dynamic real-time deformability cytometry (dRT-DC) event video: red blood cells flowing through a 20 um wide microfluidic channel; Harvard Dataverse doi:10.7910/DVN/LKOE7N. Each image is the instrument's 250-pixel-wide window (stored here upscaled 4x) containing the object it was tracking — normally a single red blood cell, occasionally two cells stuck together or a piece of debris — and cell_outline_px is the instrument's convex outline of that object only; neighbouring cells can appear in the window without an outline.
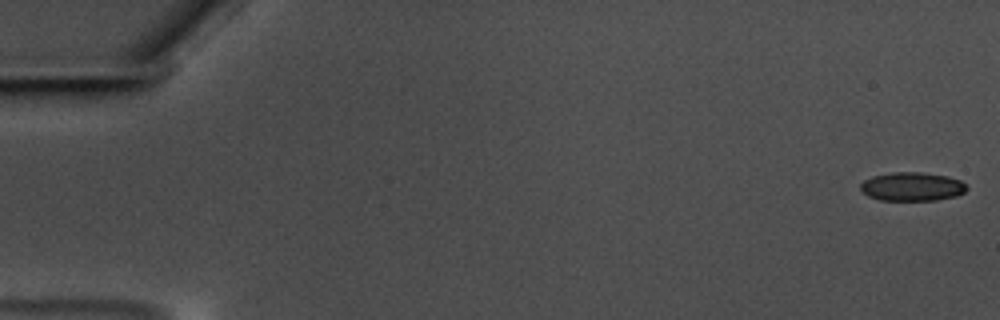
{"species": "common noctule bat (a hibernating species)", "species_latin": "Nyctalus noctula", "temperature_condition": "warm", "stored_images_in_passage": 59, "camera_frame_rate_fps": 3000, "um_per_image_px": 0.085, "animal": {"sex": "male", "body_mass_g": 17.5, "forearm_length_mm": 52.3}, "frame": {"image": 1, "passage_image": 1, "time_ms": 0.0, "image_size_px": [1000, 320], "cell_outline_px": [[968, 188], [964, 192], [956, 196], [936, 200], [880, 200], [868, 196], [860, 188], [860, 184], [864, 180], [872, 176], [892, 172], [920, 172], [948, 176], [960, 180]], "centroid_in_image_um": [77.52, 15.86], "position_along_channel_um": 7.5, "area_um2": 17.74}}
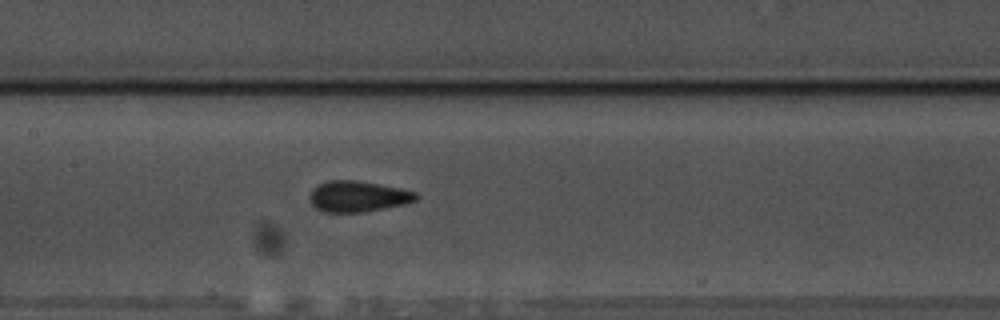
{"frame": {"image": 2, "passage_image": 29, "time_ms": 9.333, "image_size_px": [1000, 320], "cell_outline_px": [[420, 196], [416, 200], [404, 204], [364, 212], [324, 212], [316, 208], [308, 200], [308, 196], [312, 188], [316, 184], [328, 180], [356, 180], [380, 184], [400, 188], [416, 192]], "centroid_in_image_um": [30.38, 16.68], "position_along_channel_um": 177.0, "area_um2": 19.42}}
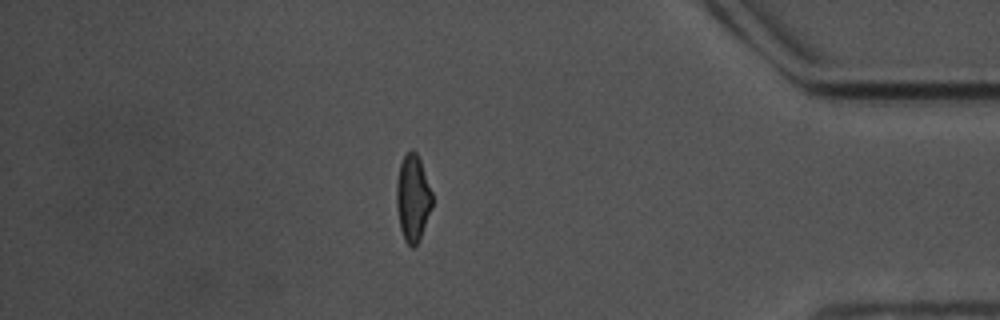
{"frame": {"image": 3, "passage_image": 51, "time_ms": 16.667, "image_size_px": [1000, 320], "cell_outline_px": [[432, 208], [420, 240], [412, 248], [404, 240], [400, 228], [396, 204], [396, 184], [400, 164], [404, 156], [412, 148], [416, 152], [420, 160], [432, 192]], "centroid_in_image_um": [35.09, 16.85], "position_along_channel_um": 400.1, "area_um2": 18.09}, "authors_computed_cell_mechanics": {"area_um2": 18.3804, "velocity_mm_per_s": 3.5149, "shape_relaxation_time_tau1_ms": 4.5456, "shape_relaxation_time_tau2_ms": 1.1057, "deformation_change_tau1": 0.1367, "deformation_change_tau2": 0.0798}}